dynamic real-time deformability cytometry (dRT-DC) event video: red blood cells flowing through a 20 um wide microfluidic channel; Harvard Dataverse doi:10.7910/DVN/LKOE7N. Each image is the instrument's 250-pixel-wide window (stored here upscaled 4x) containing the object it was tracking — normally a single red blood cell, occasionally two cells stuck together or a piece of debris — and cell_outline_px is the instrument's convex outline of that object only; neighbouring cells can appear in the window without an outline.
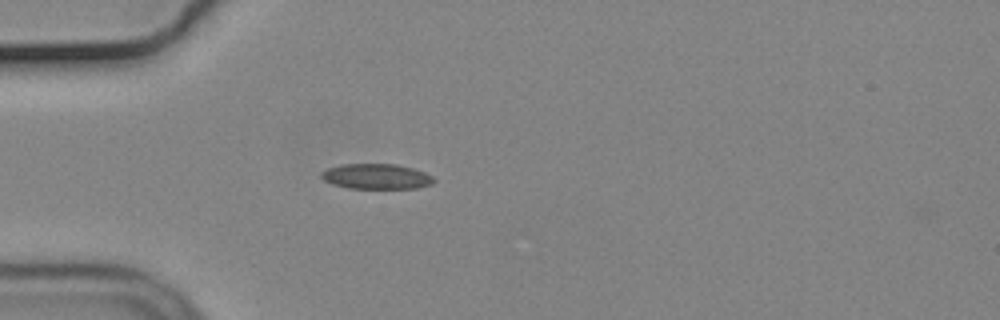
{"species": "common noctule bat (a hibernating species)", "species_latin": "Nyctalus noctula", "temperature_condition": "cold", "stored_images_in_passage": 40, "camera_frame_rate_fps": 3000, "um_per_image_px": 0.085, "animal": {"sex": "male", "body_mass_g": 19.2, "forearm_length_mm": 51.8}, "frame": {"image": 1, "passage_image": 1, "time_ms": 0.0, "image_size_px": [1000, 320], "cell_outline_px": [[436, 180], [432, 184], [416, 188], [348, 188], [332, 184], [324, 180], [320, 176], [320, 172], [328, 168], [340, 164], [396, 164], [412, 168], [424, 172], [432, 176]], "centroid_in_image_um": [31.97, 14.99], "position_along_channel_um": 53.0, "area_um2": 16.59}}
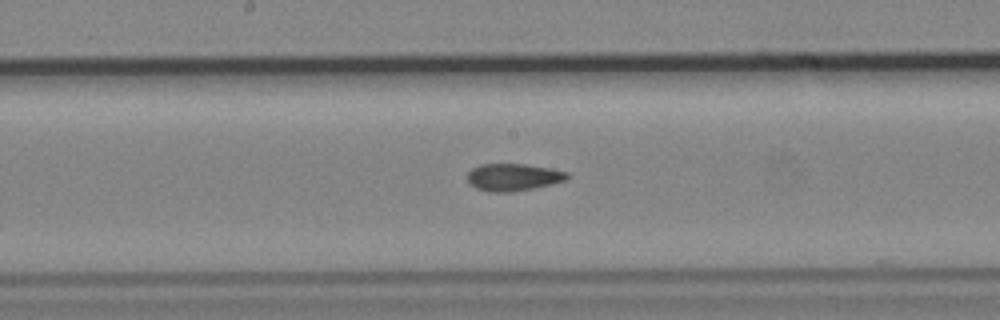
{"frame": {"image": 2, "passage_image": 14, "time_ms": 4.333, "image_size_px": [1000, 320], "cell_outline_px": [[568, 176], [564, 180], [552, 184], [512, 192], [492, 192], [476, 188], [468, 180], [468, 172], [472, 168], [480, 164], [524, 164], [552, 168], [568, 172]], "centroid_in_image_um": [43.63, 15.05], "position_along_channel_um": 204.6, "area_um2": 15.72}}
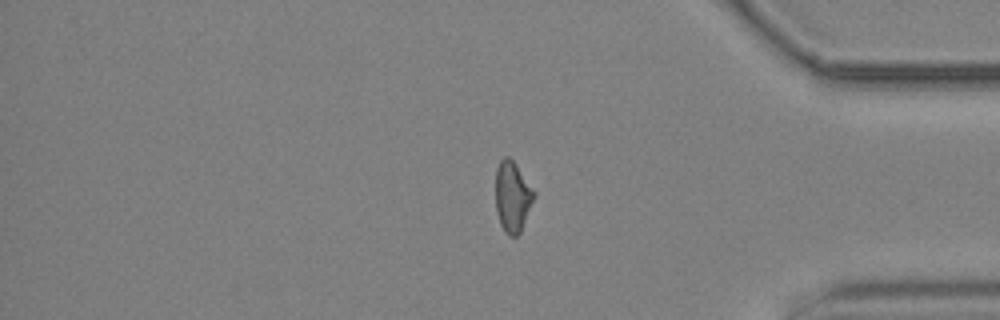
{"frame": {"image": 3, "passage_image": 31, "time_ms": 10.0, "image_size_px": [1000, 320], "cell_outline_px": [[536, 196], [520, 232], [516, 236], [508, 236], [504, 232], [500, 224], [496, 212], [496, 168], [500, 160], [504, 156], [508, 156], [516, 164], [536, 192]], "centroid_in_image_um": [43.56, 16.72], "position_along_channel_um": 391.6, "area_um2": 16.01}, "authors_computed_cell_mechanics": {"area_um2": 15.9817, "velocity_mm_per_s": 3.705, "shape_relaxation_time_tau1_ms": null, "shape_relaxation_time_tau2_ms": 2.8817, "deformation_change_tau1": null, "deformation_change_tau2": 0.0917}}